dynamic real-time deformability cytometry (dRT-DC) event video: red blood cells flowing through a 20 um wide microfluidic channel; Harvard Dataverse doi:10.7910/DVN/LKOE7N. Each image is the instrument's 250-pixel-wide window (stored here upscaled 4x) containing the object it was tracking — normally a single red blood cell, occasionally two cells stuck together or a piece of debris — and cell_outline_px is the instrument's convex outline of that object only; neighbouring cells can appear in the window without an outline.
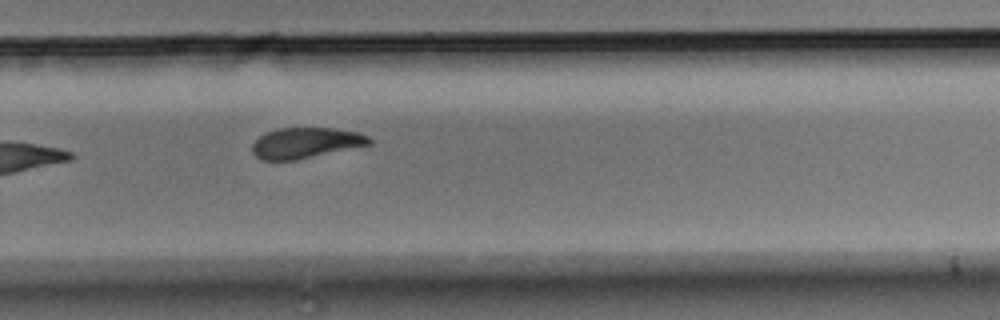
{"species": "Egyptian fruit bat (a non-hibernating species)", "species_latin": "Rousettus aegyptiacus", "temperature_condition": "room temperature", "stored_images_in_passage": 10, "camera_frame_rate_fps": 3000, "um_per_image_px": 0.085, "animal": {"sex": "male"}, "frame": {"image": 1, "passage_image": 10, "time_ms": 3.0, "image_size_px": [1000, 320], "cell_outline_px": [[372, 144], [296, 160], [260, 160], [252, 152], [252, 144], [264, 132], [276, 128], [336, 128], [356, 132], [368, 136], [372, 140]], "centroid_in_image_um": [25.96, 12.14], "position_along_channel_um": 303.8, "area_um2": 20.98}}